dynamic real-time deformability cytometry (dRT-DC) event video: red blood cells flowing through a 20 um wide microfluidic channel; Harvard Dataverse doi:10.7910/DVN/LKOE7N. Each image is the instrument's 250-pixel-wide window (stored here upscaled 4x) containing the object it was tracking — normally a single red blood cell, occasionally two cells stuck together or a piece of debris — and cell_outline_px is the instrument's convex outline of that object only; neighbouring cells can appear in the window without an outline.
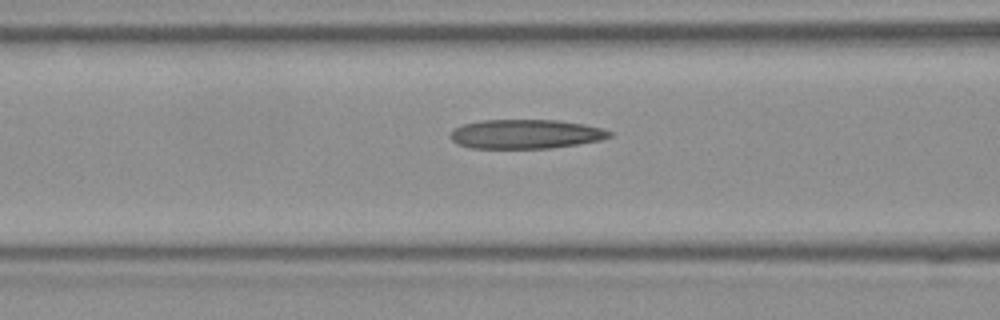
{"species": "Egyptian fruit bat (a non-hibernating species)", "species_latin": "Rousettus aegyptiacus", "temperature_condition": "room temperature", "stored_images_in_passage": 6, "camera_frame_rate_fps": 3000, "um_per_image_px": 0.085, "frame": {"image": 1, "passage_image": 6, "time_ms": 1.667, "image_size_px": [1000, 320], "cell_outline_px": [[612, 136], [600, 140], [576, 144], [548, 148], [468, 148], [456, 144], [448, 136], [456, 128], [464, 124], [480, 120], [556, 120], [584, 124], [600, 128], [612, 132]], "centroid_in_image_um": [44.64, 11.4], "position_along_channel_um": 122.0, "area_um2": 26.99}}